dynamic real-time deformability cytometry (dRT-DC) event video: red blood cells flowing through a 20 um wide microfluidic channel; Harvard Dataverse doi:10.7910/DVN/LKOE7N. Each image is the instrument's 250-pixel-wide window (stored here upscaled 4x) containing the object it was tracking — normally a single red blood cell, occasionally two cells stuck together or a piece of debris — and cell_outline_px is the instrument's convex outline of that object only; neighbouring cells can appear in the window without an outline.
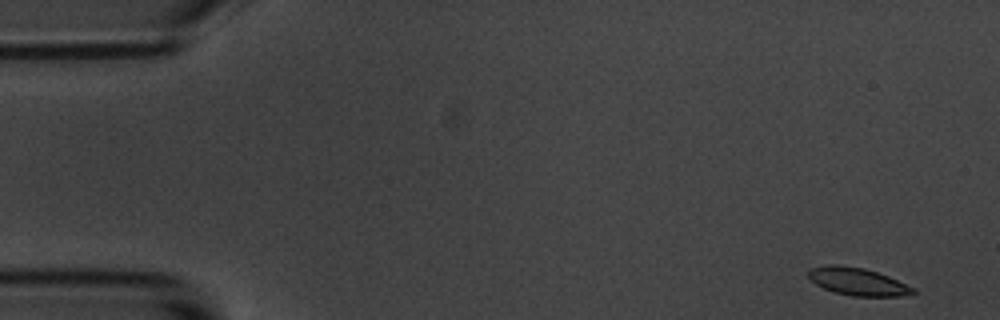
{"species": "common noctule bat (a hibernating species)", "species_latin": "Nyctalus noctula", "temperature_condition": "room temperature", "stored_images_in_passage": 5, "camera_frame_rate_fps": 3000, "um_per_image_px": 0.085, "animal": {"sex": "male", "body_mass_g": 20.1, "forearm_length_mm": 53.5}, "frame": {"image": 1, "passage_image": 1, "time_ms": 0.0, "image_size_px": [1000, 320], "cell_outline_px": [[916, 292], [900, 296], [852, 296], [836, 292], [824, 288], [816, 284], [808, 276], [808, 272], [812, 268], [828, 264], [840, 264], [864, 268], [888, 276], [916, 288]], "centroid_in_image_um": [72.91, 23.92], "position_along_channel_um": 12.1, "area_um2": 16.7}}
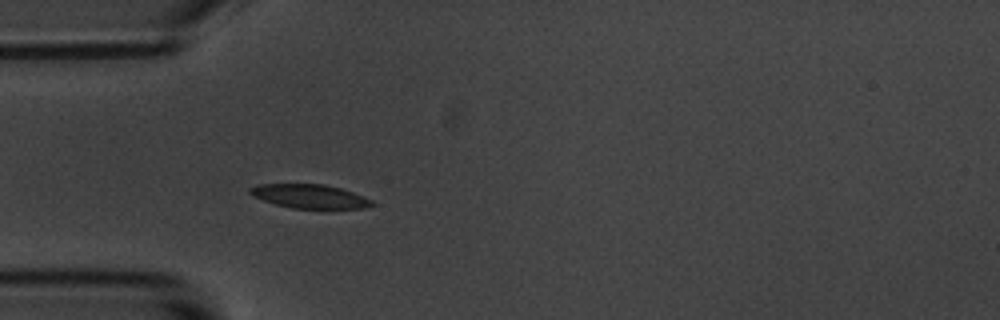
{"frame": {"image": 2, "passage_image": 5, "time_ms": 4.667, "image_size_px": [1000, 320], "cell_outline_px": [[376, 204], [364, 208], [292, 208], [276, 204], [252, 196], [248, 192], [248, 188], [256, 184], [324, 184], [340, 188], [352, 192], [372, 200]], "centroid_in_image_um": [26.29, 16.67], "position_along_channel_um": 58.7, "area_um2": 16.88}}